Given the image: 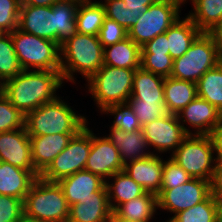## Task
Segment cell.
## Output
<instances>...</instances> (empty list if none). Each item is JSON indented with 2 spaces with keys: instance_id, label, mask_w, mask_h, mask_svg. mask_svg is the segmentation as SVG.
<instances>
[{
  "instance_id": "52",
  "label": "cell",
  "mask_w": 222,
  "mask_h": 222,
  "mask_svg": "<svg viewBox=\"0 0 222 222\" xmlns=\"http://www.w3.org/2000/svg\"><path fill=\"white\" fill-rule=\"evenodd\" d=\"M3 93V83L0 81V95Z\"/></svg>"
},
{
  "instance_id": "11",
  "label": "cell",
  "mask_w": 222,
  "mask_h": 222,
  "mask_svg": "<svg viewBox=\"0 0 222 222\" xmlns=\"http://www.w3.org/2000/svg\"><path fill=\"white\" fill-rule=\"evenodd\" d=\"M90 149L91 130L87 125L72 137L66 148L54 158L40 177L49 182H58L66 176L84 170Z\"/></svg>"
},
{
  "instance_id": "9",
  "label": "cell",
  "mask_w": 222,
  "mask_h": 222,
  "mask_svg": "<svg viewBox=\"0 0 222 222\" xmlns=\"http://www.w3.org/2000/svg\"><path fill=\"white\" fill-rule=\"evenodd\" d=\"M209 135H188L171 157L192 178L210 181L216 166Z\"/></svg>"
},
{
  "instance_id": "2",
  "label": "cell",
  "mask_w": 222,
  "mask_h": 222,
  "mask_svg": "<svg viewBox=\"0 0 222 222\" xmlns=\"http://www.w3.org/2000/svg\"><path fill=\"white\" fill-rule=\"evenodd\" d=\"M63 78L60 71L22 70L3 83V94L24 116L57 98Z\"/></svg>"
},
{
  "instance_id": "17",
  "label": "cell",
  "mask_w": 222,
  "mask_h": 222,
  "mask_svg": "<svg viewBox=\"0 0 222 222\" xmlns=\"http://www.w3.org/2000/svg\"><path fill=\"white\" fill-rule=\"evenodd\" d=\"M164 160L158 154H150L146 158L134 160L124 165L125 171L146 192L158 195L162 183Z\"/></svg>"
},
{
  "instance_id": "51",
  "label": "cell",
  "mask_w": 222,
  "mask_h": 222,
  "mask_svg": "<svg viewBox=\"0 0 222 222\" xmlns=\"http://www.w3.org/2000/svg\"><path fill=\"white\" fill-rule=\"evenodd\" d=\"M18 222H43V221L34 220V219H30V218L23 216Z\"/></svg>"
},
{
  "instance_id": "1",
  "label": "cell",
  "mask_w": 222,
  "mask_h": 222,
  "mask_svg": "<svg viewBox=\"0 0 222 222\" xmlns=\"http://www.w3.org/2000/svg\"><path fill=\"white\" fill-rule=\"evenodd\" d=\"M78 4L74 0H61L49 7L21 5L18 29L60 46L77 33Z\"/></svg>"
},
{
  "instance_id": "33",
  "label": "cell",
  "mask_w": 222,
  "mask_h": 222,
  "mask_svg": "<svg viewBox=\"0 0 222 222\" xmlns=\"http://www.w3.org/2000/svg\"><path fill=\"white\" fill-rule=\"evenodd\" d=\"M10 33L0 34V81L15 77L22 71Z\"/></svg>"
},
{
  "instance_id": "13",
  "label": "cell",
  "mask_w": 222,
  "mask_h": 222,
  "mask_svg": "<svg viewBox=\"0 0 222 222\" xmlns=\"http://www.w3.org/2000/svg\"><path fill=\"white\" fill-rule=\"evenodd\" d=\"M142 130L148 147L153 146V149L159 153L169 150L173 153L188 136L179 122L178 116L170 113L146 123L142 126Z\"/></svg>"
},
{
  "instance_id": "37",
  "label": "cell",
  "mask_w": 222,
  "mask_h": 222,
  "mask_svg": "<svg viewBox=\"0 0 222 222\" xmlns=\"http://www.w3.org/2000/svg\"><path fill=\"white\" fill-rule=\"evenodd\" d=\"M25 127V116L15 108L9 99L0 95V133Z\"/></svg>"
},
{
  "instance_id": "4",
  "label": "cell",
  "mask_w": 222,
  "mask_h": 222,
  "mask_svg": "<svg viewBox=\"0 0 222 222\" xmlns=\"http://www.w3.org/2000/svg\"><path fill=\"white\" fill-rule=\"evenodd\" d=\"M85 116L76 112L58 96L25 116L29 137L48 134H78L87 126Z\"/></svg>"
},
{
  "instance_id": "25",
  "label": "cell",
  "mask_w": 222,
  "mask_h": 222,
  "mask_svg": "<svg viewBox=\"0 0 222 222\" xmlns=\"http://www.w3.org/2000/svg\"><path fill=\"white\" fill-rule=\"evenodd\" d=\"M104 65L118 68L138 69L141 67V47L129 37L104 48Z\"/></svg>"
},
{
  "instance_id": "38",
  "label": "cell",
  "mask_w": 222,
  "mask_h": 222,
  "mask_svg": "<svg viewBox=\"0 0 222 222\" xmlns=\"http://www.w3.org/2000/svg\"><path fill=\"white\" fill-rule=\"evenodd\" d=\"M192 177L172 158L164 161L160 190H167L187 183Z\"/></svg>"
},
{
  "instance_id": "36",
  "label": "cell",
  "mask_w": 222,
  "mask_h": 222,
  "mask_svg": "<svg viewBox=\"0 0 222 222\" xmlns=\"http://www.w3.org/2000/svg\"><path fill=\"white\" fill-rule=\"evenodd\" d=\"M106 17L116 21L125 29L132 27L142 14L141 10H132L123 0H105L102 2Z\"/></svg>"
},
{
  "instance_id": "20",
  "label": "cell",
  "mask_w": 222,
  "mask_h": 222,
  "mask_svg": "<svg viewBox=\"0 0 222 222\" xmlns=\"http://www.w3.org/2000/svg\"><path fill=\"white\" fill-rule=\"evenodd\" d=\"M112 209L104 185L92 198L80 201L69 208L68 222H109Z\"/></svg>"
},
{
  "instance_id": "10",
  "label": "cell",
  "mask_w": 222,
  "mask_h": 222,
  "mask_svg": "<svg viewBox=\"0 0 222 222\" xmlns=\"http://www.w3.org/2000/svg\"><path fill=\"white\" fill-rule=\"evenodd\" d=\"M185 0H159L150 5L128 29V37L140 47L156 36L165 33L180 18L179 12Z\"/></svg>"
},
{
  "instance_id": "28",
  "label": "cell",
  "mask_w": 222,
  "mask_h": 222,
  "mask_svg": "<svg viewBox=\"0 0 222 222\" xmlns=\"http://www.w3.org/2000/svg\"><path fill=\"white\" fill-rule=\"evenodd\" d=\"M191 1L194 12L191 11L187 16L201 32L211 33L221 21L222 0Z\"/></svg>"
},
{
  "instance_id": "40",
  "label": "cell",
  "mask_w": 222,
  "mask_h": 222,
  "mask_svg": "<svg viewBox=\"0 0 222 222\" xmlns=\"http://www.w3.org/2000/svg\"><path fill=\"white\" fill-rule=\"evenodd\" d=\"M141 67L164 78L170 77L173 69V59L164 54H141Z\"/></svg>"
},
{
  "instance_id": "49",
  "label": "cell",
  "mask_w": 222,
  "mask_h": 222,
  "mask_svg": "<svg viewBox=\"0 0 222 222\" xmlns=\"http://www.w3.org/2000/svg\"><path fill=\"white\" fill-rule=\"evenodd\" d=\"M109 222H137L134 220H130L124 217L118 216L114 211H112L110 217H109Z\"/></svg>"
},
{
  "instance_id": "53",
  "label": "cell",
  "mask_w": 222,
  "mask_h": 222,
  "mask_svg": "<svg viewBox=\"0 0 222 222\" xmlns=\"http://www.w3.org/2000/svg\"><path fill=\"white\" fill-rule=\"evenodd\" d=\"M74 1H77V2H92V0H74Z\"/></svg>"
},
{
  "instance_id": "34",
  "label": "cell",
  "mask_w": 222,
  "mask_h": 222,
  "mask_svg": "<svg viewBox=\"0 0 222 222\" xmlns=\"http://www.w3.org/2000/svg\"><path fill=\"white\" fill-rule=\"evenodd\" d=\"M101 113H110V115H114L115 120L111 126L113 128H117L128 133L142 129V126L138 122L134 110L128 102L110 105L102 110Z\"/></svg>"
},
{
  "instance_id": "31",
  "label": "cell",
  "mask_w": 222,
  "mask_h": 222,
  "mask_svg": "<svg viewBox=\"0 0 222 222\" xmlns=\"http://www.w3.org/2000/svg\"><path fill=\"white\" fill-rule=\"evenodd\" d=\"M197 96L222 113V62L208 70L196 83Z\"/></svg>"
},
{
  "instance_id": "6",
  "label": "cell",
  "mask_w": 222,
  "mask_h": 222,
  "mask_svg": "<svg viewBox=\"0 0 222 222\" xmlns=\"http://www.w3.org/2000/svg\"><path fill=\"white\" fill-rule=\"evenodd\" d=\"M69 205L58 182L38 177L24 199V216L43 222H68Z\"/></svg>"
},
{
  "instance_id": "7",
  "label": "cell",
  "mask_w": 222,
  "mask_h": 222,
  "mask_svg": "<svg viewBox=\"0 0 222 222\" xmlns=\"http://www.w3.org/2000/svg\"><path fill=\"white\" fill-rule=\"evenodd\" d=\"M136 69L103 65L88 81V91L100 111L110 105L127 103Z\"/></svg>"
},
{
  "instance_id": "43",
  "label": "cell",
  "mask_w": 222,
  "mask_h": 222,
  "mask_svg": "<svg viewBox=\"0 0 222 222\" xmlns=\"http://www.w3.org/2000/svg\"><path fill=\"white\" fill-rule=\"evenodd\" d=\"M141 54L169 55L168 39L166 33L156 36L141 47Z\"/></svg>"
},
{
  "instance_id": "48",
  "label": "cell",
  "mask_w": 222,
  "mask_h": 222,
  "mask_svg": "<svg viewBox=\"0 0 222 222\" xmlns=\"http://www.w3.org/2000/svg\"><path fill=\"white\" fill-rule=\"evenodd\" d=\"M211 34L222 45V18Z\"/></svg>"
},
{
  "instance_id": "22",
  "label": "cell",
  "mask_w": 222,
  "mask_h": 222,
  "mask_svg": "<svg viewBox=\"0 0 222 222\" xmlns=\"http://www.w3.org/2000/svg\"><path fill=\"white\" fill-rule=\"evenodd\" d=\"M38 177H40L38 172H29L0 161V195L24 200Z\"/></svg>"
},
{
  "instance_id": "5",
  "label": "cell",
  "mask_w": 222,
  "mask_h": 222,
  "mask_svg": "<svg viewBox=\"0 0 222 222\" xmlns=\"http://www.w3.org/2000/svg\"><path fill=\"white\" fill-rule=\"evenodd\" d=\"M222 62V45L211 33L201 32L187 52L173 60L170 77L197 83L210 69Z\"/></svg>"
},
{
  "instance_id": "8",
  "label": "cell",
  "mask_w": 222,
  "mask_h": 222,
  "mask_svg": "<svg viewBox=\"0 0 222 222\" xmlns=\"http://www.w3.org/2000/svg\"><path fill=\"white\" fill-rule=\"evenodd\" d=\"M10 34L23 70L60 71V46L56 42L25 33L18 28Z\"/></svg>"
},
{
  "instance_id": "41",
  "label": "cell",
  "mask_w": 222,
  "mask_h": 222,
  "mask_svg": "<svg viewBox=\"0 0 222 222\" xmlns=\"http://www.w3.org/2000/svg\"><path fill=\"white\" fill-rule=\"evenodd\" d=\"M99 41L103 48L114 45L128 37V30L116 21L105 17L99 32Z\"/></svg>"
},
{
  "instance_id": "29",
  "label": "cell",
  "mask_w": 222,
  "mask_h": 222,
  "mask_svg": "<svg viewBox=\"0 0 222 222\" xmlns=\"http://www.w3.org/2000/svg\"><path fill=\"white\" fill-rule=\"evenodd\" d=\"M158 208L157 195L145 192L142 196L120 204L114 212L137 222H150Z\"/></svg>"
},
{
  "instance_id": "47",
  "label": "cell",
  "mask_w": 222,
  "mask_h": 222,
  "mask_svg": "<svg viewBox=\"0 0 222 222\" xmlns=\"http://www.w3.org/2000/svg\"><path fill=\"white\" fill-rule=\"evenodd\" d=\"M59 1L61 0H21V5L49 7Z\"/></svg>"
},
{
  "instance_id": "24",
  "label": "cell",
  "mask_w": 222,
  "mask_h": 222,
  "mask_svg": "<svg viewBox=\"0 0 222 222\" xmlns=\"http://www.w3.org/2000/svg\"><path fill=\"white\" fill-rule=\"evenodd\" d=\"M165 33L168 39L169 55L175 60L187 52L201 31L186 16L183 20L177 19Z\"/></svg>"
},
{
  "instance_id": "19",
  "label": "cell",
  "mask_w": 222,
  "mask_h": 222,
  "mask_svg": "<svg viewBox=\"0 0 222 222\" xmlns=\"http://www.w3.org/2000/svg\"><path fill=\"white\" fill-rule=\"evenodd\" d=\"M58 184L61 186L70 207L80 201L92 198L93 193L105 185V180L84 169L60 179Z\"/></svg>"
},
{
  "instance_id": "45",
  "label": "cell",
  "mask_w": 222,
  "mask_h": 222,
  "mask_svg": "<svg viewBox=\"0 0 222 222\" xmlns=\"http://www.w3.org/2000/svg\"><path fill=\"white\" fill-rule=\"evenodd\" d=\"M214 152L216 153V163H222V123L209 134Z\"/></svg>"
},
{
  "instance_id": "14",
  "label": "cell",
  "mask_w": 222,
  "mask_h": 222,
  "mask_svg": "<svg viewBox=\"0 0 222 222\" xmlns=\"http://www.w3.org/2000/svg\"><path fill=\"white\" fill-rule=\"evenodd\" d=\"M124 165L119 150L106 137H98L91 130V149L86 161L85 170L100 176L103 180L123 171Z\"/></svg>"
},
{
  "instance_id": "39",
  "label": "cell",
  "mask_w": 222,
  "mask_h": 222,
  "mask_svg": "<svg viewBox=\"0 0 222 222\" xmlns=\"http://www.w3.org/2000/svg\"><path fill=\"white\" fill-rule=\"evenodd\" d=\"M21 0H0V30L11 33L18 28Z\"/></svg>"
},
{
  "instance_id": "23",
  "label": "cell",
  "mask_w": 222,
  "mask_h": 222,
  "mask_svg": "<svg viewBox=\"0 0 222 222\" xmlns=\"http://www.w3.org/2000/svg\"><path fill=\"white\" fill-rule=\"evenodd\" d=\"M196 97V83L172 77L164 78V102L168 113L179 114Z\"/></svg>"
},
{
  "instance_id": "32",
  "label": "cell",
  "mask_w": 222,
  "mask_h": 222,
  "mask_svg": "<svg viewBox=\"0 0 222 222\" xmlns=\"http://www.w3.org/2000/svg\"><path fill=\"white\" fill-rule=\"evenodd\" d=\"M217 199L210 194L204 201L170 217L167 222H216Z\"/></svg>"
},
{
  "instance_id": "30",
  "label": "cell",
  "mask_w": 222,
  "mask_h": 222,
  "mask_svg": "<svg viewBox=\"0 0 222 222\" xmlns=\"http://www.w3.org/2000/svg\"><path fill=\"white\" fill-rule=\"evenodd\" d=\"M106 17L101 1L79 2L76 13L77 32L98 36Z\"/></svg>"
},
{
  "instance_id": "21",
  "label": "cell",
  "mask_w": 222,
  "mask_h": 222,
  "mask_svg": "<svg viewBox=\"0 0 222 222\" xmlns=\"http://www.w3.org/2000/svg\"><path fill=\"white\" fill-rule=\"evenodd\" d=\"M110 130L109 136L107 135L106 137L119 150V156L123 165L153 154L146 150L149 148L142 129L130 133L113 127H110Z\"/></svg>"
},
{
  "instance_id": "16",
  "label": "cell",
  "mask_w": 222,
  "mask_h": 222,
  "mask_svg": "<svg viewBox=\"0 0 222 222\" xmlns=\"http://www.w3.org/2000/svg\"><path fill=\"white\" fill-rule=\"evenodd\" d=\"M0 161L37 172L31 153V142L26 128L0 133Z\"/></svg>"
},
{
  "instance_id": "46",
  "label": "cell",
  "mask_w": 222,
  "mask_h": 222,
  "mask_svg": "<svg viewBox=\"0 0 222 222\" xmlns=\"http://www.w3.org/2000/svg\"><path fill=\"white\" fill-rule=\"evenodd\" d=\"M132 10H141V13L147 10L150 5L157 3L159 0H123Z\"/></svg>"
},
{
  "instance_id": "42",
  "label": "cell",
  "mask_w": 222,
  "mask_h": 222,
  "mask_svg": "<svg viewBox=\"0 0 222 222\" xmlns=\"http://www.w3.org/2000/svg\"><path fill=\"white\" fill-rule=\"evenodd\" d=\"M24 216V200L0 195V222H18Z\"/></svg>"
},
{
  "instance_id": "44",
  "label": "cell",
  "mask_w": 222,
  "mask_h": 222,
  "mask_svg": "<svg viewBox=\"0 0 222 222\" xmlns=\"http://www.w3.org/2000/svg\"><path fill=\"white\" fill-rule=\"evenodd\" d=\"M210 187L211 194L218 201H222V163H216Z\"/></svg>"
},
{
  "instance_id": "50",
  "label": "cell",
  "mask_w": 222,
  "mask_h": 222,
  "mask_svg": "<svg viewBox=\"0 0 222 222\" xmlns=\"http://www.w3.org/2000/svg\"><path fill=\"white\" fill-rule=\"evenodd\" d=\"M216 222H222V201H218V200H217Z\"/></svg>"
},
{
  "instance_id": "12",
  "label": "cell",
  "mask_w": 222,
  "mask_h": 222,
  "mask_svg": "<svg viewBox=\"0 0 222 222\" xmlns=\"http://www.w3.org/2000/svg\"><path fill=\"white\" fill-rule=\"evenodd\" d=\"M210 194V181L192 178L177 187L160 190L157 195L158 208L176 215L204 201Z\"/></svg>"
},
{
  "instance_id": "3",
  "label": "cell",
  "mask_w": 222,
  "mask_h": 222,
  "mask_svg": "<svg viewBox=\"0 0 222 222\" xmlns=\"http://www.w3.org/2000/svg\"><path fill=\"white\" fill-rule=\"evenodd\" d=\"M104 48L98 36L75 33L60 45V64L63 81L76 82L73 73L88 81L104 65Z\"/></svg>"
},
{
  "instance_id": "35",
  "label": "cell",
  "mask_w": 222,
  "mask_h": 222,
  "mask_svg": "<svg viewBox=\"0 0 222 222\" xmlns=\"http://www.w3.org/2000/svg\"><path fill=\"white\" fill-rule=\"evenodd\" d=\"M128 103L134 110L141 126L168 114L164 101L143 102L140 99L129 98Z\"/></svg>"
},
{
  "instance_id": "15",
  "label": "cell",
  "mask_w": 222,
  "mask_h": 222,
  "mask_svg": "<svg viewBox=\"0 0 222 222\" xmlns=\"http://www.w3.org/2000/svg\"><path fill=\"white\" fill-rule=\"evenodd\" d=\"M179 122L188 135H209L222 123V113L207 100L196 97L188 106L177 114ZM184 123H188L194 132L192 133Z\"/></svg>"
},
{
  "instance_id": "18",
  "label": "cell",
  "mask_w": 222,
  "mask_h": 222,
  "mask_svg": "<svg viewBox=\"0 0 222 222\" xmlns=\"http://www.w3.org/2000/svg\"><path fill=\"white\" fill-rule=\"evenodd\" d=\"M75 135L58 133L29 137L35 170L41 175Z\"/></svg>"
},
{
  "instance_id": "27",
  "label": "cell",
  "mask_w": 222,
  "mask_h": 222,
  "mask_svg": "<svg viewBox=\"0 0 222 222\" xmlns=\"http://www.w3.org/2000/svg\"><path fill=\"white\" fill-rule=\"evenodd\" d=\"M130 98L141 101H164V77L144 70H135Z\"/></svg>"
},
{
  "instance_id": "26",
  "label": "cell",
  "mask_w": 222,
  "mask_h": 222,
  "mask_svg": "<svg viewBox=\"0 0 222 222\" xmlns=\"http://www.w3.org/2000/svg\"><path fill=\"white\" fill-rule=\"evenodd\" d=\"M110 178H113L111 180H114V182L112 183L106 180L105 186L112 211L120 204L129 202L134 198L142 196L146 192L142 186L137 184L125 171H119Z\"/></svg>"
}]
</instances>
